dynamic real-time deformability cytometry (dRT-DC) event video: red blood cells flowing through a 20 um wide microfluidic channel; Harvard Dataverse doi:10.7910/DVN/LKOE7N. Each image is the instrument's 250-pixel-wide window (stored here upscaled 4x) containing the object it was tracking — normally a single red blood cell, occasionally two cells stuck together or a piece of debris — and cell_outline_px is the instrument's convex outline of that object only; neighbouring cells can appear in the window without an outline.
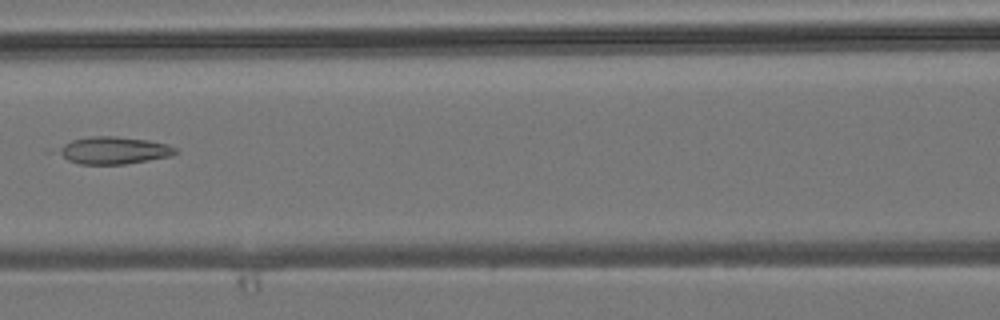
{"species": "common noctule bat (a hibernating species)", "species_latin": "Nyctalus noctula", "temperature_condition": "room temperature", "stored_images_in_passage": 5, "camera_frame_rate_fps": 3000, "um_per_image_px": 0.085, "animal": {"sex": "male", "body_mass_g": 19.2, "forearm_length_mm": 51.8}, "frame": {"image": 1, "passage_image": 4, "time_ms": 3.333, "image_size_px": [1000, 320], "cell_outline_px": [[180, 152], [172, 156], [124, 164], [80, 164], [68, 160], [56, 152], [56, 148], [72, 140], [92, 136], [116, 136], [148, 140], [168, 144], [176, 148]], "centroid_in_image_um": [9.68, 12.78], "position_along_channel_um": 156.9, "area_um2": 18.73}}
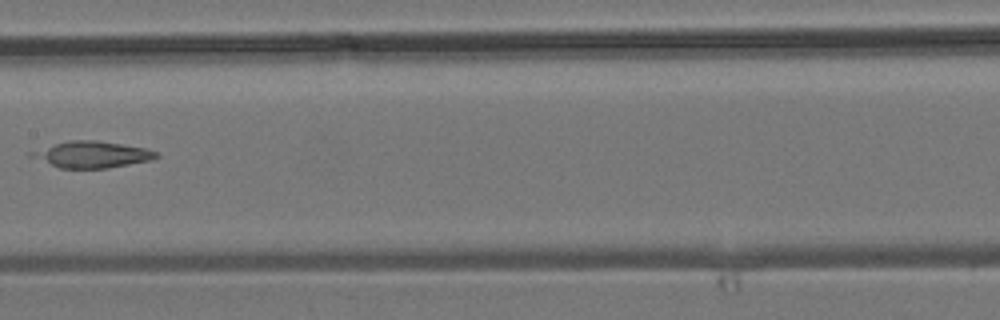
{"frame": {"image": 2, "passage_image": 5, "time_ms": 4.333, "image_size_px": [1000, 320], "cell_outline_px": [[160, 156], [152, 160], [108, 168], [60, 168], [28, 156], [28, 152], [68, 140], [96, 140], [148, 148], [156, 152]], "centroid_in_image_um": [7.82, 13.13], "position_along_channel_um": 199.6, "area_um2": 19.25}}